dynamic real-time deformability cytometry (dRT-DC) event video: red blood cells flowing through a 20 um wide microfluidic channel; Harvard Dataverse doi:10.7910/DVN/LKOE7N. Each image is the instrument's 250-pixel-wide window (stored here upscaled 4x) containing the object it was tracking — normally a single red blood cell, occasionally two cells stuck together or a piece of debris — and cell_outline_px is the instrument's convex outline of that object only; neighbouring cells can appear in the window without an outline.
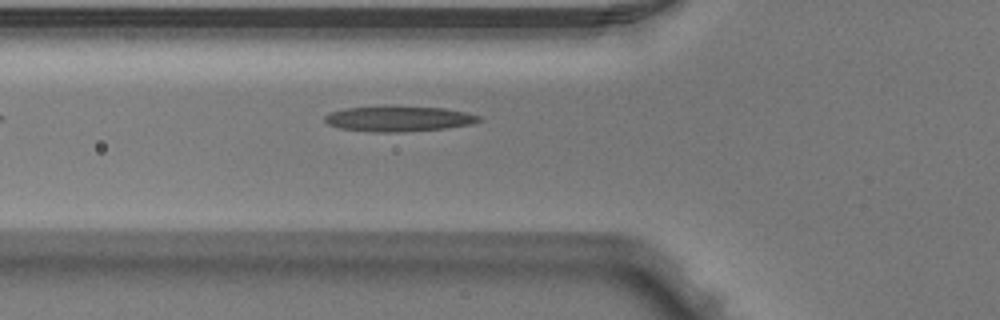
{"species": "Egyptian fruit bat (a non-hibernating species)", "species_latin": "Rousettus aegyptiacus", "temperature_condition": "warm", "stored_images_in_passage": 3, "camera_frame_rate_fps": 3000, "um_per_image_px": 0.085, "animal": {"sex": "male"}, "frame": {"image": 1, "passage_image": 3, "time_ms": 0.667, "image_size_px": [1000, 320], "cell_outline_px": [[480, 120], [468, 124], [448, 128], [404, 132], [372, 132], [340, 128], [328, 124], [324, 120], [324, 116], [332, 112], [344, 108], [444, 108], [468, 112], [480, 116]], "centroid_in_image_um": [33.89, 10.13], "position_along_channel_um": 91.9, "area_um2": 22.02}}